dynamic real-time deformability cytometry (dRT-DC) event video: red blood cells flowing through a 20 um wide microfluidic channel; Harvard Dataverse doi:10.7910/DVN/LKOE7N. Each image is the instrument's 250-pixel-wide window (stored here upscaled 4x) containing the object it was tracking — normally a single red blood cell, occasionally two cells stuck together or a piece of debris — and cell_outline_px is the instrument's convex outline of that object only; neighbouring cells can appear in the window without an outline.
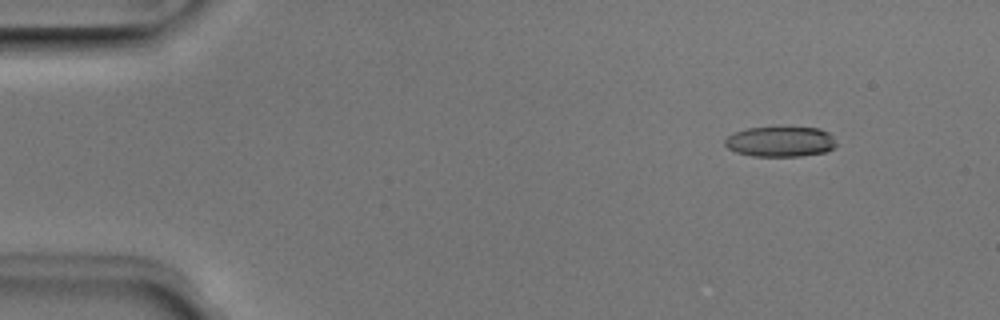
{"species": "Egyptian fruit bat (a non-hibernating species)", "species_latin": "Rousettus aegyptiacus", "temperature_condition": "room temperature", "stored_images_in_passage": 5, "camera_frame_rate_fps": 3000, "um_per_image_px": 0.085, "animal": {"sex": "male"}, "frame": {"image": 1, "passage_image": 1, "time_ms": 0.0, "image_size_px": [1000, 320], "cell_outline_px": [[836, 144], [832, 148], [824, 152], [800, 156], [752, 156], [736, 152], [728, 148], [724, 144], [724, 140], [728, 136], [736, 132], [748, 128], [780, 124], [820, 128], [828, 132], [832, 136]], "centroid_in_image_um": [66.32, 11.98], "position_along_channel_um": 18.7, "area_um2": 20.4}}
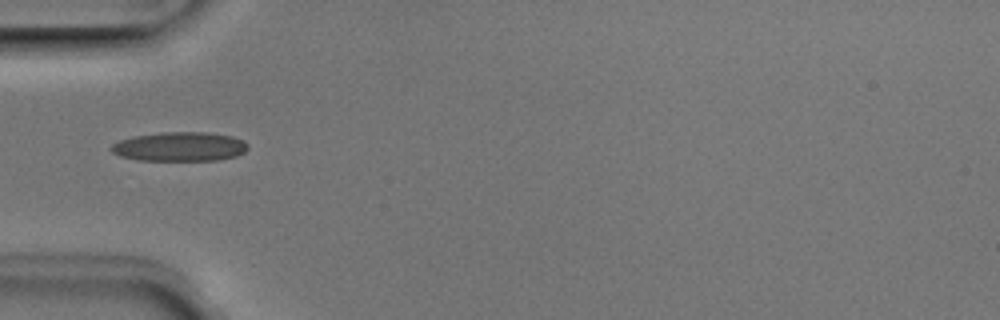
{"frame": {"image": 2, "passage_image": 4, "time_ms": 1.0, "image_size_px": [1000, 320], "cell_outline_px": [[248, 148], [244, 152], [236, 156], [216, 160], [136, 160], [120, 156], [112, 152], [108, 148], [112, 144], [120, 140], [132, 136], [160, 132], [208, 132], [232, 136], [244, 140], [248, 144]], "centroid_in_image_um": [15.26, 12.45], "position_along_channel_um": 69.7, "area_um2": 23.47}}